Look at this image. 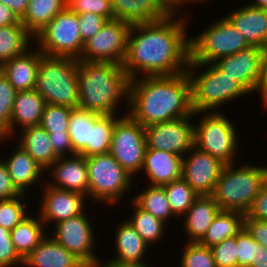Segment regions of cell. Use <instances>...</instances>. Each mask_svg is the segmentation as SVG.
Segmentation results:
<instances>
[{
	"label": "cell",
	"instance_id": "cell-1",
	"mask_svg": "<svg viewBox=\"0 0 267 267\" xmlns=\"http://www.w3.org/2000/svg\"><path fill=\"white\" fill-rule=\"evenodd\" d=\"M185 15L171 12L157 21L132 24L122 63L130 80L176 75L187 70L190 20Z\"/></svg>",
	"mask_w": 267,
	"mask_h": 267
},
{
	"label": "cell",
	"instance_id": "cell-10",
	"mask_svg": "<svg viewBox=\"0 0 267 267\" xmlns=\"http://www.w3.org/2000/svg\"><path fill=\"white\" fill-rule=\"evenodd\" d=\"M34 45L43 54L78 60L84 46L78 14L65 8L34 36Z\"/></svg>",
	"mask_w": 267,
	"mask_h": 267
},
{
	"label": "cell",
	"instance_id": "cell-52",
	"mask_svg": "<svg viewBox=\"0 0 267 267\" xmlns=\"http://www.w3.org/2000/svg\"><path fill=\"white\" fill-rule=\"evenodd\" d=\"M22 24L20 19L14 14V12L3 3H0V27Z\"/></svg>",
	"mask_w": 267,
	"mask_h": 267
},
{
	"label": "cell",
	"instance_id": "cell-26",
	"mask_svg": "<svg viewBox=\"0 0 267 267\" xmlns=\"http://www.w3.org/2000/svg\"><path fill=\"white\" fill-rule=\"evenodd\" d=\"M115 229L114 245L116 253L114 257L111 256L108 260L122 263H149L145 256L151 246L134 229L131 223L124 219L117 224Z\"/></svg>",
	"mask_w": 267,
	"mask_h": 267
},
{
	"label": "cell",
	"instance_id": "cell-36",
	"mask_svg": "<svg viewBox=\"0 0 267 267\" xmlns=\"http://www.w3.org/2000/svg\"><path fill=\"white\" fill-rule=\"evenodd\" d=\"M174 216L179 220L187 212L199 195L183 179H177L162 186Z\"/></svg>",
	"mask_w": 267,
	"mask_h": 267
},
{
	"label": "cell",
	"instance_id": "cell-15",
	"mask_svg": "<svg viewBox=\"0 0 267 267\" xmlns=\"http://www.w3.org/2000/svg\"><path fill=\"white\" fill-rule=\"evenodd\" d=\"M41 184L40 205L37 214L49 230L52 226L69 218L82 214L86 209L87 197L81 193L54 188L47 183ZM43 184V185H42ZM51 223V224H50ZM49 224V225H48Z\"/></svg>",
	"mask_w": 267,
	"mask_h": 267
},
{
	"label": "cell",
	"instance_id": "cell-40",
	"mask_svg": "<svg viewBox=\"0 0 267 267\" xmlns=\"http://www.w3.org/2000/svg\"><path fill=\"white\" fill-rule=\"evenodd\" d=\"M73 108L46 104L40 126L48 133L68 132L70 114Z\"/></svg>",
	"mask_w": 267,
	"mask_h": 267
},
{
	"label": "cell",
	"instance_id": "cell-6",
	"mask_svg": "<svg viewBox=\"0 0 267 267\" xmlns=\"http://www.w3.org/2000/svg\"><path fill=\"white\" fill-rule=\"evenodd\" d=\"M77 71V59L49 56L41 52L36 91L46 104L77 108L79 102Z\"/></svg>",
	"mask_w": 267,
	"mask_h": 267
},
{
	"label": "cell",
	"instance_id": "cell-21",
	"mask_svg": "<svg viewBox=\"0 0 267 267\" xmlns=\"http://www.w3.org/2000/svg\"><path fill=\"white\" fill-rule=\"evenodd\" d=\"M45 106L46 101L40 96L36 89L17 91L14 99L10 126L1 136L16 139L14 136L18 134V127H20L19 129L21 130L25 127L40 125Z\"/></svg>",
	"mask_w": 267,
	"mask_h": 267
},
{
	"label": "cell",
	"instance_id": "cell-55",
	"mask_svg": "<svg viewBox=\"0 0 267 267\" xmlns=\"http://www.w3.org/2000/svg\"><path fill=\"white\" fill-rule=\"evenodd\" d=\"M161 1L166 5V7L171 12H180V10L181 12H184L182 9H185L184 7L186 6V4L188 5L191 3H194V4L201 3L199 0H161Z\"/></svg>",
	"mask_w": 267,
	"mask_h": 267
},
{
	"label": "cell",
	"instance_id": "cell-56",
	"mask_svg": "<svg viewBox=\"0 0 267 267\" xmlns=\"http://www.w3.org/2000/svg\"><path fill=\"white\" fill-rule=\"evenodd\" d=\"M97 267H151L147 263H122L114 260H100Z\"/></svg>",
	"mask_w": 267,
	"mask_h": 267
},
{
	"label": "cell",
	"instance_id": "cell-38",
	"mask_svg": "<svg viewBox=\"0 0 267 267\" xmlns=\"http://www.w3.org/2000/svg\"><path fill=\"white\" fill-rule=\"evenodd\" d=\"M27 194L13 199L0 200V226L12 230L21 223L31 212L26 203Z\"/></svg>",
	"mask_w": 267,
	"mask_h": 267
},
{
	"label": "cell",
	"instance_id": "cell-17",
	"mask_svg": "<svg viewBox=\"0 0 267 267\" xmlns=\"http://www.w3.org/2000/svg\"><path fill=\"white\" fill-rule=\"evenodd\" d=\"M261 56L262 48L249 46L236 54L220 58L214 64L248 94H254L260 75Z\"/></svg>",
	"mask_w": 267,
	"mask_h": 267
},
{
	"label": "cell",
	"instance_id": "cell-51",
	"mask_svg": "<svg viewBox=\"0 0 267 267\" xmlns=\"http://www.w3.org/2000/svg\"><path fill=\"white\" fill-rule=\"evenodd\" d=\"M255 92L259 93L260 102H262V106L264 109L267 106V46L262 48V56L260 61V75L257 85L254 90Z\"/></svg>",
	"mask_w": 267,
	"mask_h": 267
},
{
	"label": "cell",
	"instance_id": "cell-14",
	"mask_svg": "<svg viewBox=\"0 0 267 267\" xmlns=\"http://www.w3.org/2000/svg\"><path fill=\"white\" fill-rule=\"evenodd\" d=\"M193 115L144 127L147 149L184 157L194 147ZM192 119V120H191Z\"/></svg>",
	"mask_w": 267,
	"mask_h": 267
},
{
	"label": "cell",
	"instance_id": "cell-30",
	"mask_svg": "<svg viewBox=\"0 0 267 267\" xmlns=\"http://www.w3.org/2000/svg\"><path fill=\"white\" fill-rule=\"evenodd\" d=\"M120 117V115H100L90 112V135L89 143H86V158L109 152L113 130Z\"/></svg>",
	"mask_w": 267,
	"mask_h": 267
},
{
	"label": "cell",
	"instance_id": "cell-41",
	"mask_svg": "<svg viewBox=\"0 0 267 267\" xmlns=\"http://www.w3.org/2000/svg\"><path fill=\"white\" fill-rule=\"evenodd\" d=\"M66 9L77 14L93 13L108 20L114 19L111 0H66Z\"/></svg>",
	"mask_w": 267,
	"mask_h": 267
},
{
	"label": "cell",
	"instance_id": "cell-53",
	"mask_svg": "<svg viewBox=\"0 0 267 267\" xmlns=\"http://www.w3.org/2000/svg\"><path fill=\"white\" fill-rule=\"evenodd\" d=\"M0 3L9 7L14 14L21 19L26 12L29 0H0Z\"/></svg>",
	"mask_w": 267,
	"mask_h": 267
},
{
	"label": "cell",
	"instance_id": "cell-3",
	"mask_svg": "<svg viewBox=\"0 0 267 267\" xmlns=\"http://www.w3.org/2000/svg\"><path fill=\"white\" fill-rule=\"evenodd\" d=\"M77 76L79 108L100 115H120L118 108L123 103L128 114L130 79L121 64L78 60Z\"/></svg>",
	"mask_w": 267,
	"mask_h": 267
},
{
	"label": "cell",
	"instance_id": "cell-54",
	"mask_svg": "<svg viewBox=\"0 0 267 267\" xmlns=\"http://www.w3.org/2000/svg\"><path fill=\"white\" fill-rule=\"evenodd\" d=\"M250 267H267V248L256 241L254 263Z\"/></svg>",
	"mask_w": 267,
	"mask_h": 267
},
{
	"label": "cell",
	"instance_id": "cell-34",
	"mask_svg": "<svg viewBox=\"0 0 267 267\" xmlns=\"http://www.w3.org/2000/svg\"><path fill=\"white\" fill-rule=\"evenodd\" d=\"M132 197V200L141 209L162 220L167 226L171 218V220L176 219L168 202L165 189L162 186L148 185L145 189L143 188L140 192L138 191L136 195Z\"/></svg>",
	"mask_w": 267,
	"mask_h": 267
},
{
	"label": "cell",
	"instance_id": "cell-58",
	"mask_svg": "<svg viewBox=\"0 0 267 267\" xmlns=\"http://www.w3.org/2000/svg\"><path fill=\"white\" fill-rule=\"evenodd\" d=\"M9 139H12V138H6V137H3L0 135V144H2L3 142L6 143V141H8Z\"/></svg>",
	"mask_w": 267,
	"mask_h": 267
},
{
	"label": "cell",
	"instance_id": "cell-39",
	"mask_svg": "<svg viewBox=\"0 0 267 267\" xmlns=\"http://www.w3.org/2000/svg\"><path fill=\"white\" fill-rule=\"evenodd\" d=\"M182 251L179 267H216L210 247L199 242H185Z\"/></svg>",
	"mask_w": 267,
	"mask_h": 267
},
{
	"label": "cell",
	"instance_id": "cell-47",
	"mask_svg": "<svg viewBox=\"0 0 267 267\" xmlns=\"http://www.w3.org/2000/svg\"><path fill=\"white\" fill-rule=\"evenodd\" d=\"M244 218L267 221V180L255 197Z\"/></svg>",
	"mask_w": 267,
	"mask_h": 267
},
{
	"label": "cell",
	"instance_id": "cell-44",
	"mask_svg": "<svg viewBox=\"0 0 267 267\" xmlns=\"http://www.w3.org/2000/svg\"><path fill=\"white\" fill-rule=\"evenodd\" d=\"M20 265H23V258L15 249L10 230L0 226V267H19Z\"/></svg>",
	"mask_w": 267,
	"mask_h": 267
},
{
	"label": "cell",
	"instance_id": "cell-9",
	"mask_svg": "<svg viewBox=\"0 0 267 267\" xmlns=\"http://www.w3.org/2000/svg\"><path fill=\"white\" fill-rule=\"evenodd\" d=\"M216 19L199 34L189 36V62L213 64L250 46L225 16Z\"/></svg>",
	"mask_w": 267,
	"mask_h": 267
},
{
	"label": "cell",
	"instance_id": "cell-11",
	"mask_svg": "<svg viewBox=\"0 0 267 267\" xmlns=\"http://www.w3.org/2000/svg\"><path fill=\"white\" fill-rule=\"evenodd\" d=\"M116 121L109 152L134 178L140 174L147 149L144 126L129 114Z\"/></svg>",
	"mask_w": 267,
	"mask_h": 267
},
{
	"label": "cell",
	"instance_id": "cell-23",
	"mask_svg": "<svg viewBox=\"0 0 267 267\" xmlns=\"http://www.w3.org/2000/svg\"><path fill=\"white\" fill-rule=\"evenodd\" d=\"M7 158L3 157L13 184L22 194L29 195V189L43 181L45 170L20 146L9 152ZM42 179V180H40ZM34 185V186H33Z\"/></svg>",
	"mask_w": 267,
	"mask_h": 267
},
{
	"label": "cell",
	"instance_id": "cell-2",
	"mask_svg": "<svg viewBox=\"0 0 267 267\" xmlns=\"http://www.w3.org/2000/svg\"><path fill=\"white\" fill-rule=\"evenodd\" d=\"M187 72L130 80L128 114L144 127L193 115Z\"/></svg>",
	"mask_w": 267,
	"mask_h": 267
},
{
	"label": "cell",
	"instance_id": "cell-5",
	"mask_svg": "<svg viewBox=\"0 0 267 267\" xmlns=\"http://www.w3.org/2000/svg\"><path fill=\"white\" fill-rule=\"evenodd\" d=\"M266 180L267 165L248 162L237 167L235 163L227 164L222 168L211 196L220 210L246 214Z\"/></svg>",
	"mask_w": 267,
	"mask_h": 267
},
{
	"label": "cell",
	"instance_id": "cell-27",
	"mask_svg": "<svg viewBox=\"0 0 267 267\" xmlns=\"http://www.w3.org/2000/svg\"><path fill=\"white\" fill-rule=\"evenodd\" d=\"M114 19L130 24L160 20L171 11L161 0H111Z\"/></svg>",
	"mask_w": 267,
	"mask_h": 267
},
{
	"label": "cell",
	"instance_id": "cell-59",
	"mask_svg": "<svg viewBox=\"0 0 267 267\" xmlns=\"http://www.w3.org/2000/svg\"><path fill=\"white\" fill-rule=\"evenodd\" d=\"M200 2H202L203 4L204 3H207L206 1H208V0H199ZM210 1V0H209ZM212 1V0H211Z\"/></svg>",
	"mask_w": 267,
	"mask_h": 267
},
{
	"label": "cell",
	"instance_id": "cell-31",
	"mask_svg": "<svg viewBox=\"0 0 267 267\" xmlns=\"http://www.w3.org/2000/svg\"><path fill=\"white\" fill-rule=\"evenodd\" d=\"M244 217L245 214L238 211L220 210L199 243L211 247L236 236L244 227Z\"/></svg>",
	"mask_w": 267,
	"mask_h": 267
},
{
	"label": "cell",
	"instance_id": "cell-13",
	"mask_svg": "<svg viewBox=\"0 0 267 267\" xmlns=\"http://www.w3.org/2000/svg\"><path fill=\"white\" fill-rule=\"evenodd\" d=\"M132 24L122 20H108L93 37L84 42L78 60L121 64L127 52Z\"/></svg>",
	"mask_w": 267,
	"mask_h": 267
},
{
	"label": "cell",
	"instance_id": "cell-57",
	"mask_svg": "<svg viewBox=\"0 0 267 267\" xmlns=\"http://www.w3.org/2000/svg\"><path fill=\"white\" fill-rule=\"evenodd\" d=\"M249 4L255 8L267 10V0H252Z\"/></svg>",
	"mask_w": 267,
	"mask_h": 267
},
{
	"label": "cell",
	"instance_id": "cell-8",
	"mask_svg": "<svg viewBox=\"0 0 267 267\" xmlns=\"http://www.w3.org/2000/svg\"><path fill=\"white\" fill-rule=\"evenodd\" d=\"M193 116L201 117L197 124L194 123V146L218 158L225 165L238 164L240 139L235 122L223 111L194 112Z\"/></svg>",
	"mask_w": 267,
	"mask_h": 267
},
{
	"label": "cell",
	"instance_id": "cell-12",
	"mask_svg": "<svg viewBox=\"0 0 267 267\" xmlns=\"http://www.w3.org/2000/svg\"><path fill=\"white\" fill-rule=\"evenodd\" d=\"M85 212L86 210L78 216L55 224L49 234L87 267H97L101 257H98L96 251L94 253L97 245L94 234L96 231L90 223L89 214Z\"/></svg>",
	"mask_w": 267,
	"mask_h": 267
},
{
	"label": "cell",
	"instance_id": "cell-19",
	"mask_svg": "<svg viewBox=\"0 0 267 267\" xmlns=\"http://www.w3.org/2000/svg\"><path fill=\"white\" fill-rule=\"evenodd\" d=\"M225 17L239 31L250 46H267V10L255 8L249 3L239 6Z\"/></svg>",
	"mask_w": 267,
	"mask_h": 267
},
{
	"label": "cell",
	"instance_id": "cell-35",
	"mask_svg": "<svg viewBox=\"0 0 267 267\" xmlns=\"http://www.w3.org/2000/svg\"><path fill=\"white\" fill-rule=\"evenodd\" d=\"M131 208L134 211L132 215H128V221L141 237L150 245H155L164 240L167 230V224L162 220L154 217L149 212L141 209L132 199H130ZM165 235V236H164Z\"/></svg>",
	"mask_w": 267,
	"mask_h": 267
},
{
	"label": "cell",
	"instance_id": "cell-43",
	"mask_svg": "<svg viewBox=\"0 0 267 267\" xmlns=\"http://www.w3.org/2000/svg\"><path fill=\"white\" fill-rule=\"evenodd\" d=\"M216 267H238L237 235L210 247Z\"/></svg>",
	"mask_w": 267,
	"mask_h": 267
},
{
	"label": "cell",
	"instance_id": "cell-25",
	"mask_svg": "<svg viewBox=\"0 0 267 267\" xmlns=\"http://www.w3.org/2000/svg\"><path fill=\"white\" fill-rule=\"evenodd\" d=\"M219 211V205L211 195L199 196L182 216L183 218H180L187 234L185 242H200Z\"/></svg>",
	"mask_w": 267,
	"mask_h": 267
},
{
	"label": "cell",
	"instance_id": "cell-37",
	"mask_svg": "<svg viewBox=\"0 0 267 267\" xmlns=\"http://www.w3.org/2000/svg\"><path fill=\"white\" fill-rule=\"evenodd\" d=\"M68 133L73 151L86 157V143H89L90 135V111L79 107L73 108L70 114Z\"/></svg>",
	"mask_w": 267,
	"mask_h": 267
},
{
	"label": "cell",
	"instance_id": "cell-48",
	"mask_svg": "<svg viewBox=\"0 0 267 267\" xmlns=\"http://www.w3.org/2000/svg\"><path fill=\"white\" fill-rule=\"evenodd\" d=\"M22 193L13 184L6 164L2 157L0 159V200L13 199L21 196Z\"/></svg>",
	"mask_w": 267,
	"mask_h": 267
},
{
	"label": "cell",
	"instance_id": "cell-24",
	"mask_svg": "<svg viewBox=\"0 0 267 267\" xmlns=\"http://www.w3.org/2000/svg\"><path fill=\"white\" fill-rule=\"evenodd\" d=\"M22 267H87L49 234L23 259Z\"/></svg>",
	"mask_w": 267,
	"mask_h": 267
},
{
	"label": "cell",
	"instance_id": "cell-49",
	"mask_svg": "<svg viewBox=\"0 0 267 267\" xmlns=\"http://www.w3.org/2000/svg\"><path fill=\"white\" fill-rule=\"evenodd\" d=\"M53 150L58 157L72 156L76 153L73 151L71 138L68 132L49 133Z\"/></svg>",
	"mask_w": 267,
	"mask_h": 267
},
{
	"label": "cell",
	"instance_id": "cell-16",
	"mask_svg": "<svg viewBox=\"0 0 267 267\" xmlns=\"http://www.w3.org/2000/svg\"><path fill=\"white\" fill-rule=\"evenodd\" d=\"M224 165L218 158L194 146L183 157L182 178L199 196H210Z\"/></svg>",
	"mask_w": 267,
	"mask_h": 267
},
{
	"label": "cell",
	"instance_id": "cell-45",
	"mask_svg": "<svg viewBox=\"0 0 267 267\" xmlns=\"http://www.w3.org/2000/svg\"><path fill=\"white\" fill-rule=\"evenodd\" d=\"M255 240L243 227L237 234L238 267H250L254 263Z\"/></svg>",
	"mask_w": 267,
	"mask_h": 267
},
{
	"label": "cell",
	"instance_id": "cell-29",
	"mask_svg": "<svg viewBox=\"0 0 267 267\" xmlns=\"http://www.w3.org/2000/svg\"><path fill=\"white\" fill-rule=\"evenodd\" d=\"M30 214L11 231V240L17 253L24 259L48 234L44 222ZM45 228V229H44ZM47 232V233H46Z\"/></svg>",
	"mask_w": 267,
	"mask_h": 267
},
{
	"label": "cell",
	"instance_id": "cell-50",
	"mask_svg": "<svg viewBox=\"0 0 267 267\" xmlns=\"http://www.w3.org/2000/svg\"><path fill=\"white\" fill-rule=\"evenodd\" d=\"M244 228L257 243L267 248V221L244 218Z\"/></svg>",
	"mask_w": 267,
	"mask_h": 267
},
{
	"label": "cell",
	"instance_id": "cell-22",
	"mask_svg": "<svg viewBox=\"0 0 267 267\" xmlns=\"http://www.w3.org/2000/svg\"><path fill=\"white\" fill-rule=\"evenodd\" d=\"M41 52L35 46L0 66V72L16 91L36 89Z\"/></svg>",
	"mask_w": 267,
	"mask_h": 267
},
{
	"label": "cell",
	"instance_id": "cell-32",
	"mask_svg": "<svg viewBox=\"0 0 267 267\" xmlns=\"http://www.w3.org/2000/svg\"><path fill=\"white\" fill-rule=\"evenodd\" d=\"M65 8L66 0H29L26 12L20 21L35 36Z\"/></svg>",
	"mask_w": 267,
	"mask_h": 267
},
{
	"label": "cell",
	"instance_id": "cell-46",
	"mask_svg": "<svg viewBox=\"0 0 267 267\" xmlns=\"http://www.w3.org/2000/svg\"><path fill=\"white\" fill-rule=\"evenodd\" d=\"M78 19L83 42L93 37L108 21L107 18L93 13L78 14Z\"/></svg>",
	"mask_w": 267,
	"mask_h": 267
},
{
	"label": "cell",
	"instance_id": "cell-18",
	"mask_svg": "<svg viewBox=\"0 0 267 267\" xmlns=\"http://www.w3.org/2000/svg\"><path fill=\"white\" fill-rule=\"evenodd\" d=\"M45 172L50 176V180L49 177L45 179L48 185L81 193L88 199L89 177L85 156L75 154L59 157Z\"/></svg>",
	"mask_w": 267,
	"mask_h": 267
},
{
	"label": "cell",
	"instance_id": "cell-7",
	"mask_svg": "<svg viewBox=\"0 0 267 267\" xmlns=\"http://www.w3.org/2000/svg\"><path fill=\"white\" fill-rule=\"evenodd\" d=\"M89 177L88 201L94 204L115 206L135 186L134 177L128 173L110 152L86 158ZM123 197V198H122Z\"/></svg>",
	"mask_w": 267,
	"mask_h": 267
},
{
	"label": "cell",
	"instance_id": "cell-42",
	"mask_svg": "<svg viewBox=\"0 0 267 267\" xmlns=\"http://www.w3.org/2000/svg\"><path fill=\"white\" fill-rule=\"evenodd\" d=\"M16 89L0 72V135L10 126Z\"/></svg>",
	"mask_w": 267,
	"mask_h": 267
},
{
	"label": "cell",
	"instance_id": "cell-28",
	"mask_svg": "<svg viewBox=\"0 0 267 267\" xmlns=\"http://www.w3.org/2000/svg\"><path fill=\"white\" fill-rule=\"evenodd\" d=\"M17 143L20 145L45 171L59 158L49 138V133L40 125L29 126L20 130Z\"/></svg>",
	"mask_w": 267,
	"mask_h": 267
},
{
	"label": "cell",
	"instance_id": "cell-33",
	"mask_svg": "<svg viewBox=\"0 0 267 267\" xmlns=\"http://www.w3.org/2000/svg\"><path fill=\"white\" fill-rule=\"evenodd\" d=\"M33 41L34 36L22 24L0 27V66L27 52Z\"/></svg>",
	"mask_w": 267,
	"mask_h": 267
},
{
	"label": "cell",
	"instance_id": "cell-20",
	"mask_svg": "<svg viewBox=\"0 0 267 267\" xmlns=\"http://www.w3.org/2000/svg\"><path fill=\"white\" fill-rule=\"evenodd\" d=\"M183 157L167 151L146 149L141 172L150 186H164L182 178Z\"/></svg>",
	"mask_w": 267,
	"mask_h": 267
},
{
	"label": "cell",
	"instance_id": "cell-4",
	"mask_svg": "<svg viewBox=\"0 0 267 267\" xmlns=\"http://www.w3.org/2000/svg\"><path fill=\"white\" fill-rule=\"evenodd\" d=\"M186 72L191 85L193 112H220L230 101L249 95L214 63L189 62Z\"/></svg>",
	"mask_w": 267,
	"mask_h": 267
}]
</instances>
